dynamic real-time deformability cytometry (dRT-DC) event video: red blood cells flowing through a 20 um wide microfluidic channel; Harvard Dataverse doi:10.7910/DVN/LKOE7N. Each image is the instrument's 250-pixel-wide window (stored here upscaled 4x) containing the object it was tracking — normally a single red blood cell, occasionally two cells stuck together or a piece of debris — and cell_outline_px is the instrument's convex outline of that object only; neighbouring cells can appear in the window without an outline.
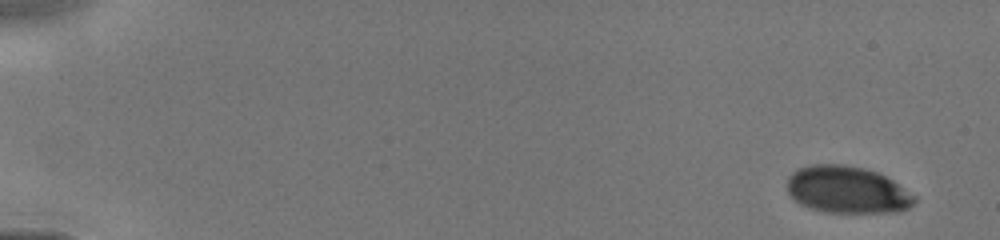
{"species": "human", "species_latin": "Homo sapiens", "temperature_condition": "cold", "stored_images_in_passage": 7, "camera_frame_rate_fps": 3000, "um_per_image_px": 0.085, "donor": {"sex": "male"}, "frame": {"image": 1, "passage_image": 1, "time_ms": 0.0, "image_size_px": [1000, 240], "cell_outline_px": [[916, 200], [908, 208], [896, 212], [824, 212], [800, 204], [788, 192], [788, 176], [792, 172], [800, 168], [812, 164], [840, 164], [864, 168], [876, 172], [892, 180], [916, 196]], "centroid_in_image_um": [72.01, 16.13], "position_along_channel_um": 13.0, "area_um2": 34.62}}
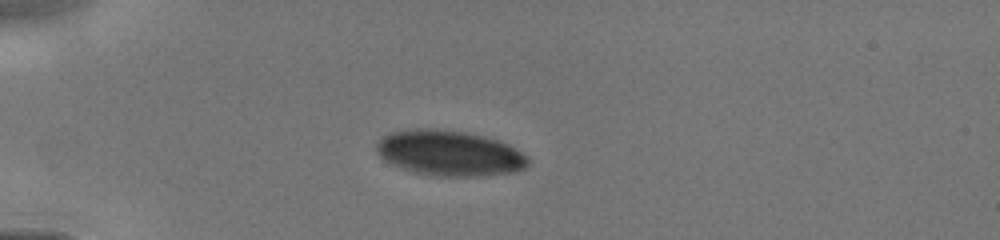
{"frame": {"image": 2, "passage_image": 5, "time_ms": 3.667, "image_size_px": [1000, 240], "cell_outline_px": [[532, 160], [524, 168], [516, 172], [480, 176], [436, 176], [416, 172], [404, 168], [384, 160], [376, 152], [376, 140], [380, 136], [392, 132], [408, 128], [432, 128], [468, 132], [500, 140], [516, 148], [528, 156]], "centroid_in_image_um": [38.22, 13.0], "position_along_channel_um": 46.8, "area_um2": 40.63}}
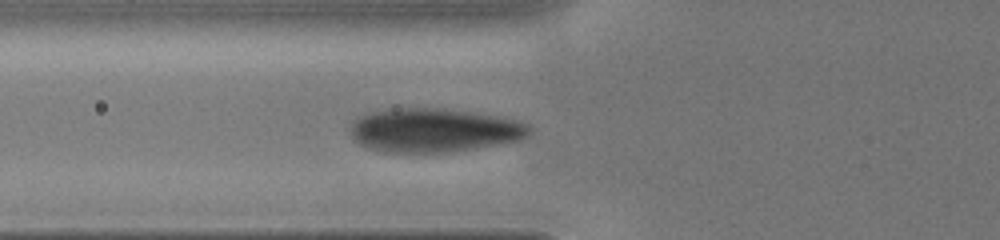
{"frame": {"image": 3, "passage_image": 7, "time_ms": 5.333, "image_size_px": [1000, 240], "cell_outline_px": [[532, 128], [524, 136], [516, 140], [476, 148], [452, 152], [380, 152], [368, 148], [360, 144], [352, 136], [352, 120], [360, 116], [372, 112], [400, 108], [428, 108], [464, 112], [496, 116], [516, 120], [528, 124]], "centroid_in_image_um": [36.83, 11.09], "position_along_channel_um": 89.0, "area_um2": 44.8}}